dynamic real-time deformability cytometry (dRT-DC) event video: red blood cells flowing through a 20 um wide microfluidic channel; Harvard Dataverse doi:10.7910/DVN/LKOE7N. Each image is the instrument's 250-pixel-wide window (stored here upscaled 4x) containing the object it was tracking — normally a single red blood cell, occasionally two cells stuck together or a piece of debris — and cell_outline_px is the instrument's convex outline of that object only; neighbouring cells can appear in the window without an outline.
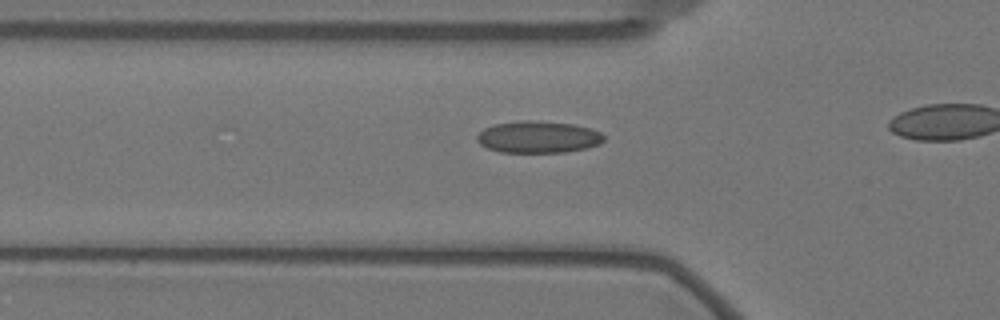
{"species": "Egyptian fruit bat (a non-hibernating species)", "species_latin": "Rousettus aegyptiacus", "temperature_condition": "warm", "stored_images_in_passage": 16, "camera_frame_rate_fps": 3000, "um_per_image_px": 0.085, "animal": {"sex": "female"}, "frame": {"image": 1, "passage_image": 10, "time_ms": 3.0, "image_size_px": [1000, 320], "cell_outline_px": [[604, 140], [600, 144], [584, 148], [564, 152], [500, 152], [488, 148], [480, 144], [476, 140], [476, 136], [484, 128], [496, 124], [524, 120], [528, 120], [572, 124], [592, 128], [600, 132], [604, 136]], "centroid_in_image_um": [45.74, 11.64], "position_along_channel_um": 80.1, "area_um2": 23.41}}
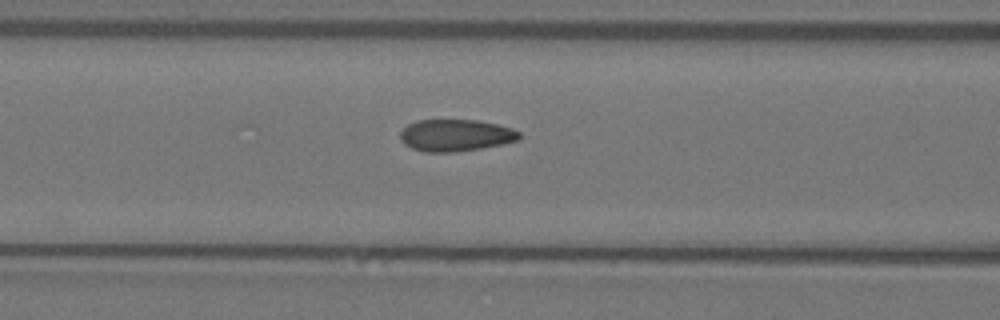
{"frame": {"image": 2, "passage_image": 14, "time_ms": 4.333, "image_size_px": [1000, 320], "cell_outline_px": [[520, 140], [480, 148], [456, 152], [424, 152], [412, 148], [404, 144], [400, 140], [400, 132], [408, 124], [420, 120], [476, 120], [496, 124], [512, 128], [520, 132]], "centroid_in_image_um": [38.72, 11.5], "position_along_channel_um": 127.9, "area_um2": 22.08}}